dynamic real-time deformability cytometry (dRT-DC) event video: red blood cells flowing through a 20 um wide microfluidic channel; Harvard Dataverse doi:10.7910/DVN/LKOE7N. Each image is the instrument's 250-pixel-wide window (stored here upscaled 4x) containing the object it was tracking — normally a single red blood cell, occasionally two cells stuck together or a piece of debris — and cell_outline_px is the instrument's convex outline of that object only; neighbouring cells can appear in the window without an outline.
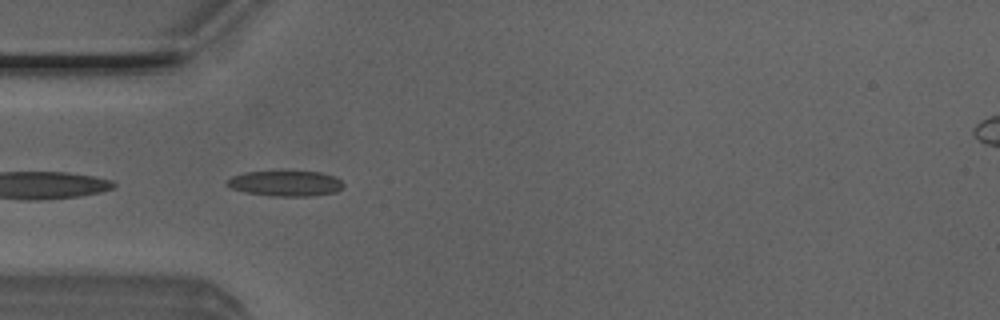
{"species": "Egyptian fruit bat (a non-hibernating species)", "species_latin": "Rousettus aegyptiacus", "temperature_condition": "room temperature", "stored_images_in_passage": 35, "camera_frame_rate_fps": 3000, "um_per_image_px": 0.085, "animal": {"sex": "male"}, "frame": {"image": 1, "passage_image": 1, "time_ms": 0.0, "image_size_px": [1000, 320], "cell_outline_px": [[344, 188], [336, 192], [312, 196], [272, 196], [244, 192], [232, 188], [224, 184], [232, 176], [244, 172], [320, 172], [336, 176], [344, 184]], "centroid_in_image_um": [24.3, 15.6], "position_along_channel_um": 60.7, "area_um2": 17.28}}
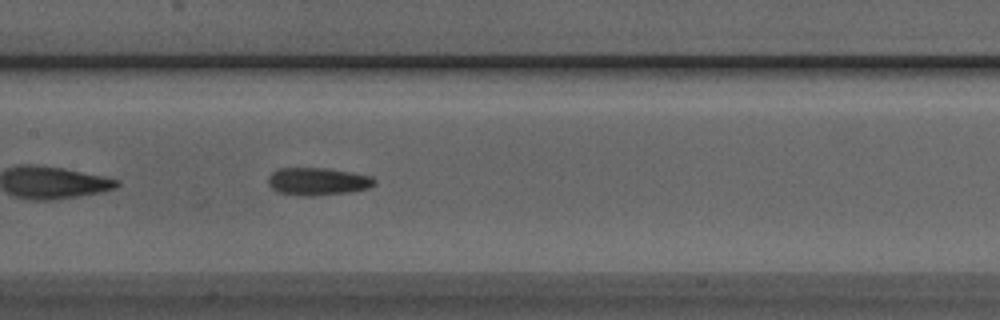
{"frame": {"image": 2, "passage_image": 10, "time_ms": 3.0, "image_size_px": [1000, 320], "cell_outline_px": [[376, 184], [368, 188], [348, 192], [312, 196], [304, 196], [276, 192], [268, 184], [268, 176], [272, 172], [280, 168], [328, 168], [352, 172], [372, 176], [376, 180]], "centroid_in_image_um": [27.0, 15.42], "position_along_channel_um": 180.4, "area_um2": 17.22}}
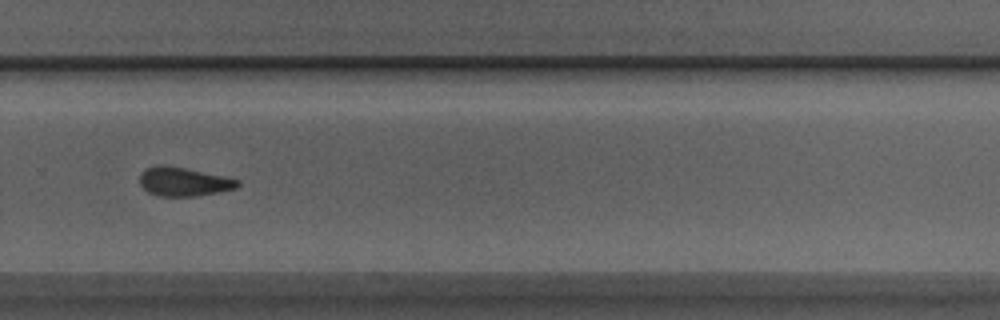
{"frame": {"image": 3, "passage_image": 20, "time_ms": 6.333, "image_size_px": [1000, 320], "cell_outline_px": [[240, 184], [236, 188], [196, 196], [160, 196], [148, 192], [140, 184], [140, 172], [144, 168], [184, 168], [224, 176], [240, 180]], "centroid_in_image_um": [15.64, 15.48], "position_along_channel_um": 314.2, "area_um2": 15.78}, "authors_computed_cell_mechanics": {"area_um2": 16.762, "velocity_mm_per_s": 4.0252, "shape_relaxation_time_tau1_ms": 3.9217, "shape_relaxation_time_tau2_ms": 3.4774, "deformation_change_tau1": 0.0996, "deformation_change_tau2": 0.1097}}